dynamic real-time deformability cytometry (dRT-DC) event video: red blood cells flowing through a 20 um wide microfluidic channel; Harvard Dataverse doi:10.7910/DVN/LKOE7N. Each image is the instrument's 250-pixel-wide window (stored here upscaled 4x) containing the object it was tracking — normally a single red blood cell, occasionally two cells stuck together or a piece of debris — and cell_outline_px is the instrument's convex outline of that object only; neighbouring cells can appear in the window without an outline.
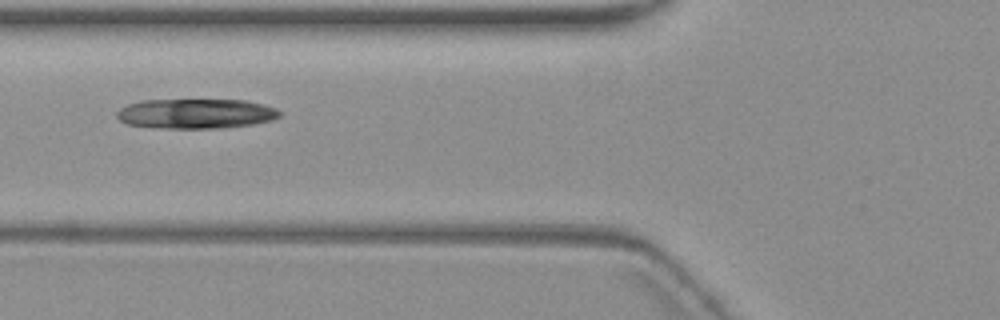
{"species": "common noctule bat (a hibernating species)", "species_latin": "Nyctalus noctula", "temperature_condition": "warm", "stored_images_in_passage": 5, "camera_frame_rate_fps": 3000, "um_per_image_px": 0.085, "animal": {"sex": "female", "body_mass_g": 19.3, "forearm_length_mm": 54.1}, "frame": {"image": 1, "passage_image": 4, "time_ms": 3.333, "image_size_px": [1000, 320], "cell_outline_px": [[280, 116], [272, 120], [252, 124], [220, 128], [160, 128], [128, 124], [120, 120], [116, 116], [116, 112], [120, 108], [128, 104], [140, 100], [244, 100], [264, 104], [276, 108], [280, 112]], "centroid_in_image_um": [16.64, 9.65], "position_along_channel_um": 109.2, "area_um2": 28.26}}
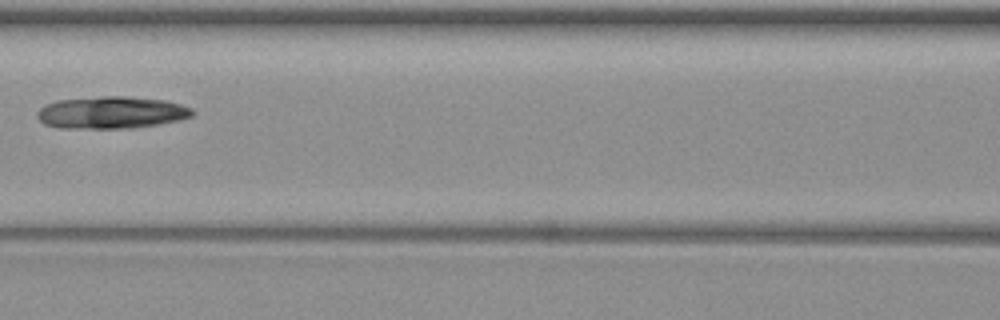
{"frame": {"image": 2, "passage_image": 5, "time_ms": 4.667, "image_size_px": [1000, 320], "cell_outline_px": [[196, 112], [192, 116], [180, 120], [132, 128], [56, 128], [44, 124], [36, 116], [36, 112], [44, 104], [56, 100], [100, 96], [128, 96], [164, 100], [180, 104], [192, 108]], "centroid_in_image_um": [9.44, 9.56], "position_along_channel_um": 157.2, "area_um2": 29.36}}